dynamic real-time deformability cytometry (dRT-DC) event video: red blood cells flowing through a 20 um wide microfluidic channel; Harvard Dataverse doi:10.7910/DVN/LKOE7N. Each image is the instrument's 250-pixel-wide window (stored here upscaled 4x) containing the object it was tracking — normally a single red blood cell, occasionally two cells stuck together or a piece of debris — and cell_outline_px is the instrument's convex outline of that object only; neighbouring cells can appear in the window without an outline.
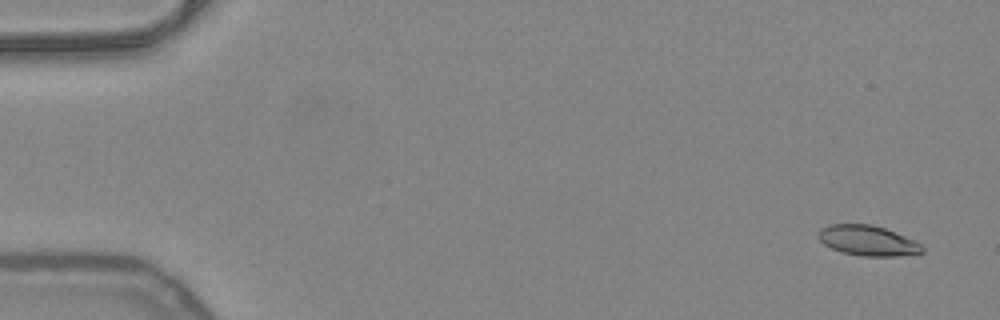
{"species": "common noctule bat (a hibernating species)", "species_latin": "Nyctalus noctula", "temperature_condition": "warm", "stored_images_in_passage": 53, "camera_frame_rate_fps": 3000, "um_per_image_px": 0.085, "animal": {"sex": "female", "body_mass_g": 24.6, "forearm_length_mm": 56.2}, "frame": {"image": 1, "passage_image": 3, "time_ms": 0.667, "image_size_px": [1000, 320], "cell_outline_px": [[924, 252], [896, 256], [860, 256], [840, 252], [824, 244], [820, 240], [820, 228], [828, 224], [872, 224], [884, 228], [904, 236], [920, 244], [924, 248]], "centroid_in_image_um": [73.74, 20.45], "position_along_channel_um": 11.3, "area_um2": 18.09}}
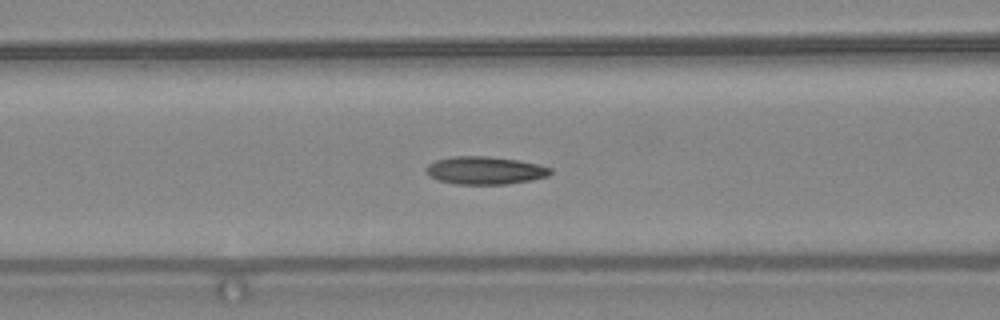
{"frame": {"image": 2, "passage_image": 22, "time_ms": 7.0, "image_size_px": [1000, 320], "cell_outline_px": [[552, 172], [548, 176], [532, 180], [508, 184], [456, 184], [436, 180], [424, 168], [428, 164], [436, 160], [452, 156], [488, 156], [516, 160], [540, 164], [552, 168]], "centroid_in_image_um": [41.25, 14.48], "position_along_channel_um": 125.4, "area_um2": 20.23}}
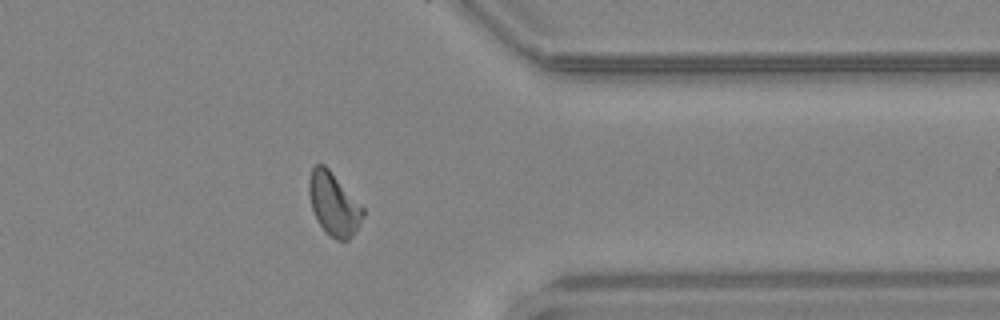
{"frame": {"image": 3, "passage_image": 42, "time_ms": 13.667, "image_size_px": [1000, 320], "cell_outline_px": [[364, 216], [360, 224], [352, 236], [348, 240], [336, 240], [324, 232], [316, 220], [312, 208], [308, 192], [308, 180], [312, 168], [316, 164], [324, 164], [328, 168], [364, 208]], "centroid_in_image_um": [28.35, 17.37], "position_along_channel_um": 383.1, "area_um2": 19.83}, "authors_computed_cell_mechanics": {"area_um2": 19.3052, "velocity_mm_per_s": 4.022, "shape_relaxation_time_tau1_ms": 4.3405, "shape_relaxation_time_tau2_ms": 1.5525, "deformation_change_tau1": 0.1623, "deformation_change_tau2": 0.0814}}